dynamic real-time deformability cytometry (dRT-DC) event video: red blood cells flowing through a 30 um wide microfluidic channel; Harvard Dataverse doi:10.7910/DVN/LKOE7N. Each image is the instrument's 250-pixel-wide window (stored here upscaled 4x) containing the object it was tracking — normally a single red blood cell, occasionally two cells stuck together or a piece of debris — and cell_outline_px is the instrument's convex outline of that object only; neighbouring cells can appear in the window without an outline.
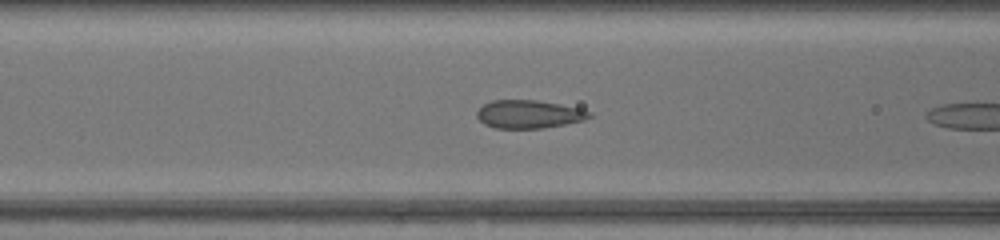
{"species": "common noctule bat (a hibernating species)", "species_latin": "Nyctalus noctula", "temperature_condition": "warm", "stored_images_in_passage": 6, "camera_frame_rate_fps": 3000, "um_per_image_px": 0.085, "animal": {"sex": "female", "body_mass_g": 17.0, "forearm_length_mm": 48.0}, "frame": {"image": 1, "passage_image": 5, "time_ms": 1.333, "image_size_px": [1000, 240], "cell_outline_px": [[592, 116], [584, 120], [544, 128], [496, 128], [484, 124], [476, 116], [476, 112], [484, 104], [492, 100], [536, 100], [560, 104], [580, 108], [592, 112]], "centroid_in_image_um": [44.96, 9.7], "position_along_channel_um": 121.6, "area_um2": 18.44}}